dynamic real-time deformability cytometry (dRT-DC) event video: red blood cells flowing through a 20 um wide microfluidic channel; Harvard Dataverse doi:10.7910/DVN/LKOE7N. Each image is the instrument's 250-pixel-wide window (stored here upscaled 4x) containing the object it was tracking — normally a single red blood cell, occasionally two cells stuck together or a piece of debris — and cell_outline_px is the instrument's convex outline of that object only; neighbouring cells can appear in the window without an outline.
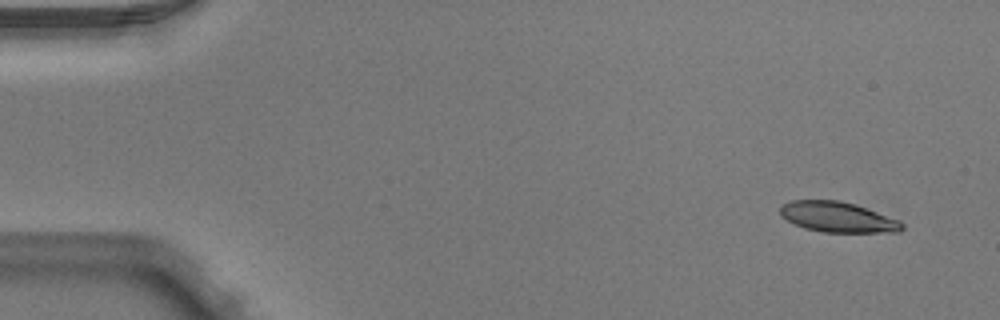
{"species": "Egyptian fruit bat (a non-hibernating species)", "species_latin": "Rousettus aegyptiacus", "temperature_condition": "warm", "stored_images_in_passage": 4, "camera_frame_rate_fps": 3000, "um_per_image_px": 0.085, "animal": {"sex": "male"}, "frame": {"image": 1, "passage_image": 1, "time_ms": 0.0, "image_size_px": [1000, 320], "cell_outline_px": [[904, 228], [900, 232], [824, 232], [804, 228], [780, 216], [780, 204], [792, 200], [840, 200], [856, 204], [900, 220], [904, 224]], "centroid_in_image_um": [71.22, 18.44], "position_along_channel_um": 13.8, "area_um2": 21.73}}
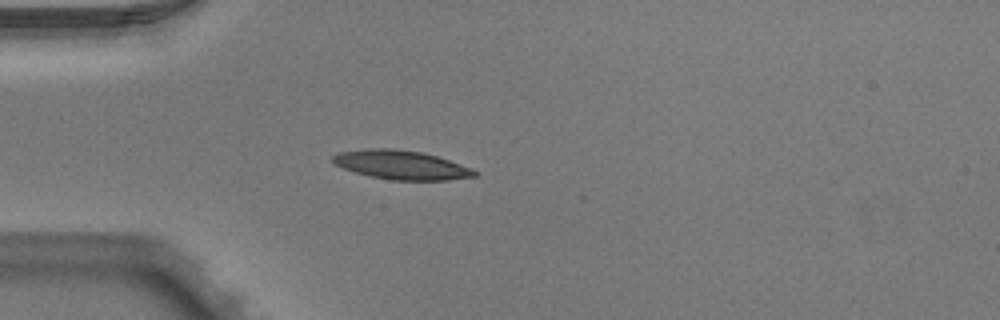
{"frame": {"image": 2, "passage_image": 4, "time_ms": 1.0, "image_size_px": [1000, 320], "cell_outline_px": [[480, 172], [476, 176], [448, 180], [392, 180], [372, 176], [356, 172], [344, 168], [336, 164], [332, 160], [332, 156], [340, 152], [368, 148], [392, 148], [424, 152], [472, 168]], "centroid_in_image_um": [34.15, 14.01], "position_along_channel_um": 50.9, "area_um2": 23.81}}